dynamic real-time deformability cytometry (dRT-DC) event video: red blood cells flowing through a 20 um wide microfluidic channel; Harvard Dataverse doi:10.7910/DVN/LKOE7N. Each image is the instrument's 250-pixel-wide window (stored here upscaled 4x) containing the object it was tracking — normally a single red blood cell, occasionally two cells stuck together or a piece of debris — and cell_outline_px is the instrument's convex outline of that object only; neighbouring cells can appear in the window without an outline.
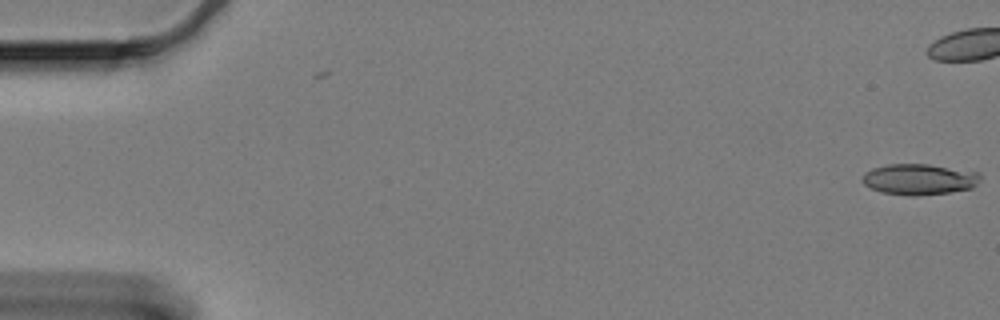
{"species": "Egyptian fruit bat (a non-hibernating species)", "species_latin": "Rousettus aegyptiacus", "temperature_condition": "cold", "stored_images_in_passage": 4, "camera_frame_rate_fps": 3000, "um_per_image_px": 0.085, "animal": {"sex": "female"}, "frame": {"image": 1, "passage_image": 4, "time_ms": 1.0, "image_size_px": [1000, 320], "cell_outline_px": [[980, 180], [972, 188], [948, 192], [916, 196], [908, 196], [880, 192], [864, 184], [860, 180], [864, 172], [872, 168], [888, 164], [928, 164], [980, 172]], "centroid_in_image_um": [78.1, 15.24], "position_along_channel_um": 6.9, "area_um2": 21.39}}